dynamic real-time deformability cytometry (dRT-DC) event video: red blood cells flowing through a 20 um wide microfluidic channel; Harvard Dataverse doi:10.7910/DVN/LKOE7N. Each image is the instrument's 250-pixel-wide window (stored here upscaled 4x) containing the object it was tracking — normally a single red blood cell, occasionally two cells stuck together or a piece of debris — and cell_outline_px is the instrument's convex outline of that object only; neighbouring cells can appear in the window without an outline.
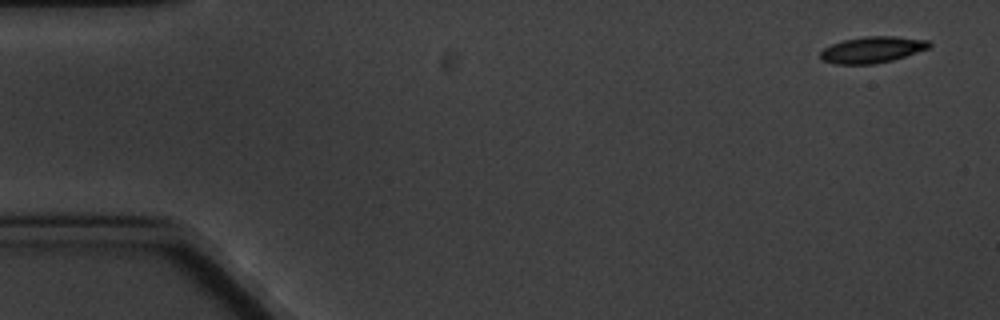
{"species": "common noctule bat (a hibernating species)", "species_latin": "Nyctalus noctula", "temperature_condition": "cold", "stored_images_in_passage": 5, "camera_frame_rate_fps": 3000, "um_per_image_px": 0.085, "animal": {"sex": "male", "body_mass_g": 20.1, "forearm_length_mm": 53.5}, "frame": {"image": 1, "passage_image": 1, "time_ms": 0.0, "image_size_px": [1000, 320], "cell_outline_px": [[932, 44], [928, 48], [892, 60], [872, 64], [836, 64], [824, 60], [820, 56], [820, 52], [824, 48], [832, 44], [844, 40], [864, 36], [896, 36], [928, 40]], "centroid_in_image_um": [74.14, 4.21], "position_along_channel_um": 10.9, "area_um2": 16.47}}
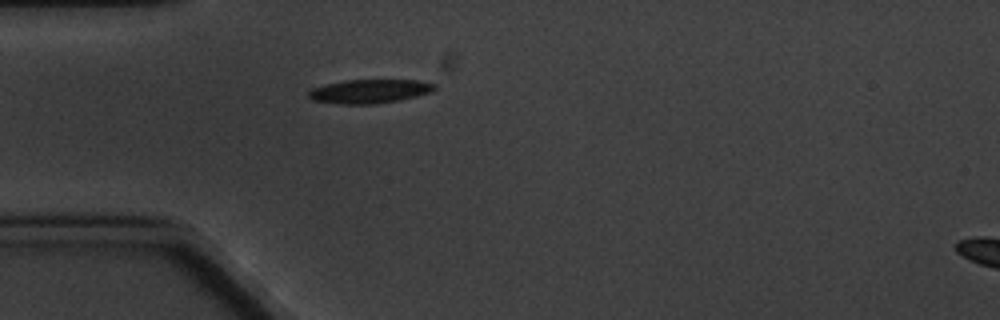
{"frame": {"image": 2, "passage_image": 5, "time_ms": 4.667, "image_size_px": [1000, 320], "cell_outline_px": [[436, 88], [428, 92], [416, 96], [400, 100], [376, 104], [340, 104], [312, 100], [308, 96], [308, 92], [312, 88], [324, 84], [344, 80], [416, 80], [436, 84]], "centroid_in_image_um": [31.37, 7.76], "position_along_channel_um": 53.6, "area_um2": 17.51}}